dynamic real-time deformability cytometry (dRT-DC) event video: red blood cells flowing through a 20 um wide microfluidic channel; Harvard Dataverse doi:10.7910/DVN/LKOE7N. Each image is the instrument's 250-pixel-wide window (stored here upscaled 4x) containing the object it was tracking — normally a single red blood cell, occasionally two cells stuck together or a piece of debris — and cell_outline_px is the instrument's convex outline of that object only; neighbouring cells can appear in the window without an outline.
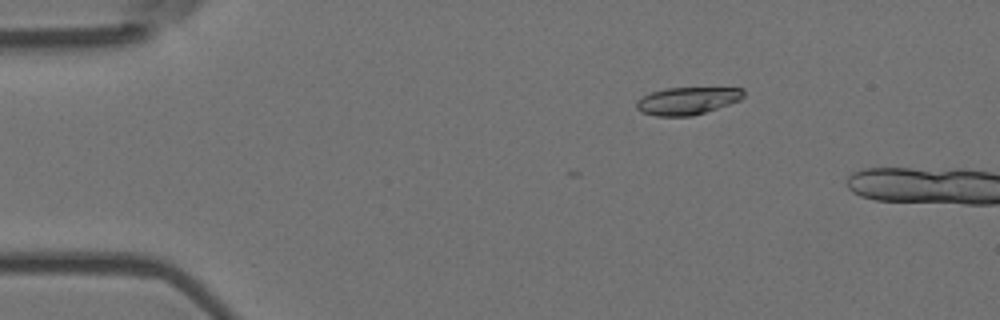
{"species": "Egyptian fruit bat (a non-hibernating species)", "species_latin": "Rousettus aegyptiacus", "temperature_condition": "room temperature", "stored_images_in_passage": 4, "camera_frame_rate_fps": 3000, "um_per_image_px": 0.085, "animal": {"sex": "female"}, "frame": {"image": 1, "passage_image": 3, "time_ms": 0.667, "image_size_px": [1000, 320], "cell_outline_px": [[744, 96], [740, 100], [692, 116], [656, 116], [640, 112], [636, 108], [636, 100], [652, 92], [668, 88], [744, 88]], "centroid_in_image_um": [58.4, 8.57], "position_along_channel_um": 26.6, "area_um2": 16.99}}